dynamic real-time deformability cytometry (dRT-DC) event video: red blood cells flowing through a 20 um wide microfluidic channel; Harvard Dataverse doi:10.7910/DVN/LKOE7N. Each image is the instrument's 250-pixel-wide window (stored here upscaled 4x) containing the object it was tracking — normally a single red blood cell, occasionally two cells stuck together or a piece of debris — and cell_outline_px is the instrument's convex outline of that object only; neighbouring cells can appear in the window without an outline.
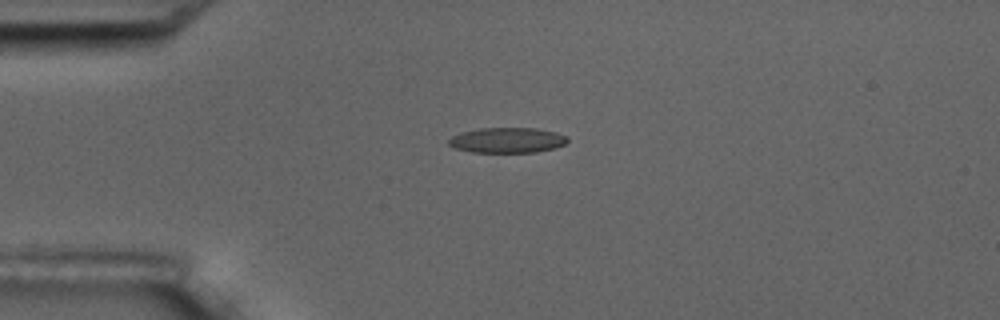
{"species": "common noctule bat (a hibernating species)", "species_latin": "Nyctalus noctula", "temperature_condition": "room temperature", "stored_images_in_passage": 5, "camera_frame_rate_fps": 3000, "um_per_image_px": 0.085, "animal": {"sex": "male", "body_mass_g": 17.5, "forearm_length_mm": 52.3}, "frame": {"image": 1, "passage_image": 4, "time_ms": 3.333, "image_size_px": [1000, 320], "cell_outline_px": [[568, 140], [564, 144], [556, 148], [536, 152], [472, 152], [456, 148], [448, 144], [448, 140], [452, 136], [460, 132], [480, 128], [536, 128], [556, 132], [568, 136]], "centroid_in_image_um": [43.13, 11.91], "position_along_channel_um": 41.9, "area_um2": 17.57}}